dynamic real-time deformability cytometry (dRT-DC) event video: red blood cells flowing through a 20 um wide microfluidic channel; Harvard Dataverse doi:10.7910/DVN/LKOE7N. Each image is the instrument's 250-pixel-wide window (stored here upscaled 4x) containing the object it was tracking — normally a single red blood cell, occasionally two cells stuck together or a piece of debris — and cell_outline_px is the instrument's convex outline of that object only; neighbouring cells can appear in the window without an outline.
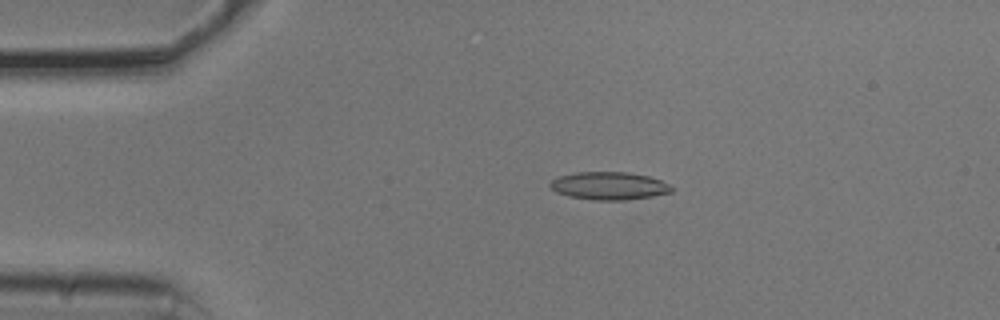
{"species": "common noctule bat (a hibernating species)", "species_latin": "Nyctalus noctula", "temperature_condition": "cold", "stored_images_in_passage": 43, "camera_frame_rate_fps": 3000, "um_per_image_px": 0.085, "animal": {"sex": "male", "body_mass_g": 20.5, "forearm_length_mm": 52.5}, "frame": {"image": 1, "passage_image": 2, "time_ms": 0.333, "image_size_px": [1000, 320], "cell_outline_px": [[676, 188], [672, 192], [652, 196], [624, 200], [592, 200], [568, 196], [556, 192], [548, 184], [552, 180], [560, 176], [576, 172], [628, 172], [648, 176], [660, 180]], "centroid_in_image_um": [51.78, 15.8], "position_along_channel_um": 33.2, "area_um2": 19.71}}
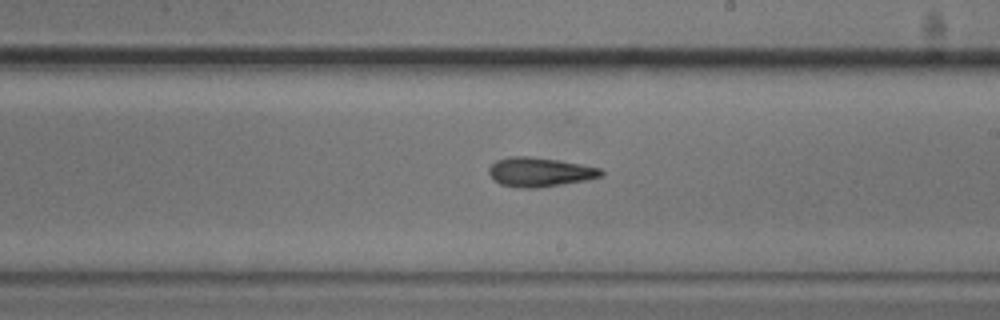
{"frame": {"image": 2, "passage_image": 22, "time_ms": 7.0, "image_size_px": [1000, 320], "cell_outline_px": [[604, 176], [588, 180], [540, 188], [520, 188], [500, 184], [492, 180], [488, 172], [488, 168], [496, 160], [508, 156], [528, 156], [556, 160], [580, 164], [600, 168], [604, 172]], "centroid_in_image_um": [45.86, 14.64], "position_along_channel_um": 243.1, "area_um2": 19.36}}
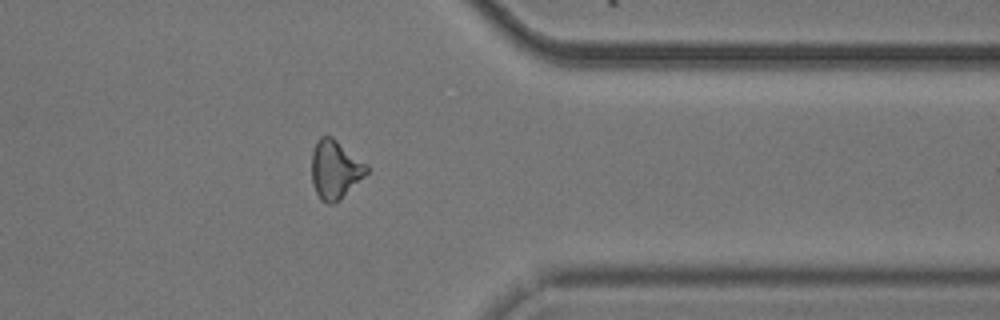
{"frame": {"image": 3, "passage_image": 34, "time_ms": 11.0, "image_size_px": [1000, 320], "cell_outline_px": [[368, 172], [340, 200], [332, 204], [328, 204], [320, 200], [316, 192], [312, 180], [312, 152], [316, 140], [320, 136], [332, 136], [364, 164], [368, 168]], "centroid_in_image_um": [28.44, 14.43], "position_along_channel_um": 383.0, "area_um2": 18.44}}